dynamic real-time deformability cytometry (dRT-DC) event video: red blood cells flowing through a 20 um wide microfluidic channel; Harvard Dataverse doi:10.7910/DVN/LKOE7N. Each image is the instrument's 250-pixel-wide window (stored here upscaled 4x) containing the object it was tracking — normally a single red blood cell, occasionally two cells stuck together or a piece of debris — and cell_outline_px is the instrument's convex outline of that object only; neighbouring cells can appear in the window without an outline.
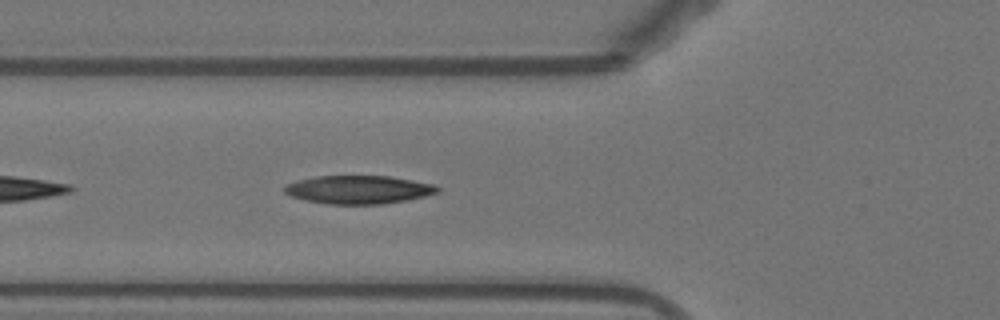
{"species": "Egyptian fruit bat (a non-hibernating species)", "species_latin": "Rousettus aegyptiacus", "temperature_condition": "warm", "stored_images_in_passage": 39, "camera_frame_rate_fps": 3000, "um_per_image_px": 0.085, "animal": {"sex": "female"}, "frame": {"image": 1, "passage_image": 5, "time_ms": 1.333, "image_size_px": [1000, 320], "cell_outline_px": [[440, 192], [424, 196], [384, 204], [328, 204], [304, 200], [292, 196], [284, 192], [284, 188], [288, 184], [296, 180], [316, 176], [392, 176], [436, 184], [440, 188]], "centroid_in_image_um": [30.51, 16.11], "position_along_channel_um": 95.3, "area_um2": 25.32}}
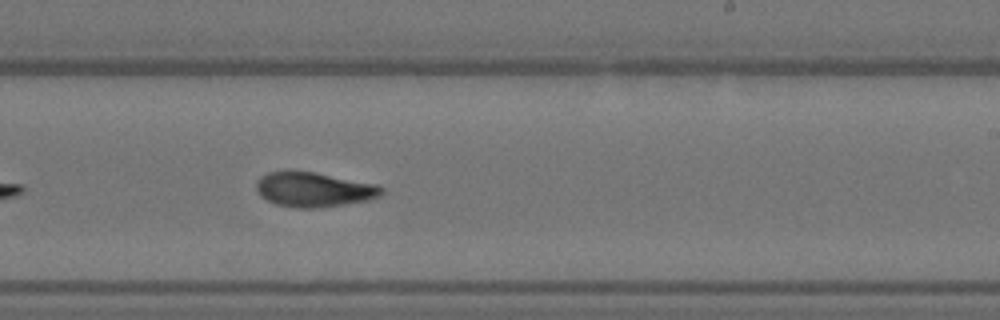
{"frame": {"image": 2, "passage_image": 18, "time_ms": 5.667, "image_size_px": [1000, 320], "cell_outline_px": [[384, 192], [380, 196], [368, 200], [320, 208], [296, 208], [276, 204], [260, 196], [256, 188], [256, 180], [260, 176], [268, 172], [288, 168], [312, 172], [376, 184], [384, 188]], "centroid_in_image_um": [26.62, 16.09], "position_along_channel_um": 262.4, "area_um2": 25.72}}
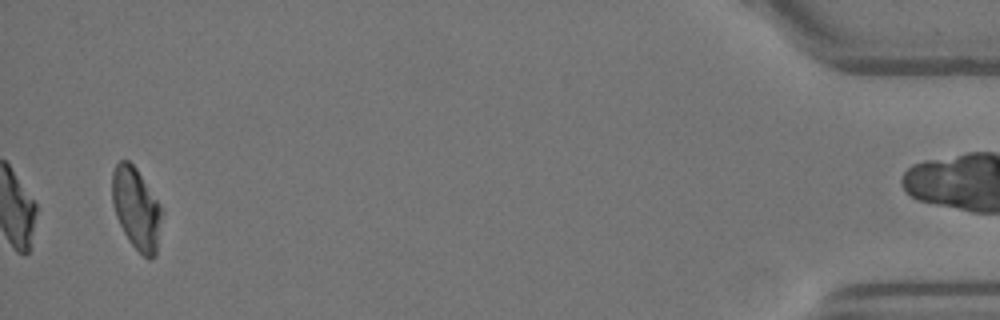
{"frame": {"image": 3, "passage_image": 37, "time_ms": 12.0, "image_size_px": [1000, 320], "cell_outline_px": [[160, 216], [156, 256], [152, 260], [148, 260], [128, 240], [116, 216], [112, 204], [112, 172], [116, 164], [120, 160], [128, 160], [136, 168], [160, 204]], "centroid_in_image_um": [11.55, 17.72], "position_along_channel_um": 423.6, "area_um2": 23.24}, "authors_computed_cell_mechanics": {"area_um2": 25.143, "velocity_mm_per_s": 3.8527, "shape_relaxation_time_tau1_ms": null, "shape_relaxation_time_tau2_ms": 1.9373, "deformation_change_tau1": null, "deformation_change_tau2": 0.0741}}